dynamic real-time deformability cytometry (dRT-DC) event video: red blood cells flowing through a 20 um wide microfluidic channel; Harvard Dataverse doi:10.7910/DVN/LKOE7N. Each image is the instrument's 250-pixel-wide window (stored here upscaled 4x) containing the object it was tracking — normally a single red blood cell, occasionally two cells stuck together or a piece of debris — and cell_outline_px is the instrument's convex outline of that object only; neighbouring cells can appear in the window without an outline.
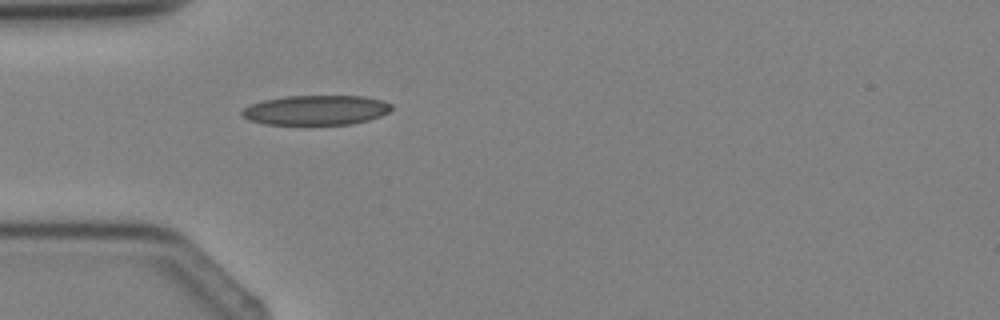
{"species": "Egyptian fruit bat (a non-hibernating species)", "species_latin": "Rousettus aegyptiacus", "temperature_condition": "cold", "stored_images_in_passage": 3, "camera_frame_rate_fps": 3000, "um_per_image_px": 0.085, "animal": {"sex": "female"}, "frame": {"image": 1, "passage_image": 3, "time_ms": 3.333, "image_size_px": [1000, 320], "cell_outline_px": [[392, 108], [388, 112], [380, 116], [368, 120], [352, 124], [264, 124], [248, 120], [240, 116], [240, 112], [244, 108], [252, 104], [264, 100], [284, 96], [364, 96], [384, 100], [392, 104]], "centroid_in_image_um": [26.86, 9.35], "position_along_channel_um": 58.1, "area_um2": 26.01}}